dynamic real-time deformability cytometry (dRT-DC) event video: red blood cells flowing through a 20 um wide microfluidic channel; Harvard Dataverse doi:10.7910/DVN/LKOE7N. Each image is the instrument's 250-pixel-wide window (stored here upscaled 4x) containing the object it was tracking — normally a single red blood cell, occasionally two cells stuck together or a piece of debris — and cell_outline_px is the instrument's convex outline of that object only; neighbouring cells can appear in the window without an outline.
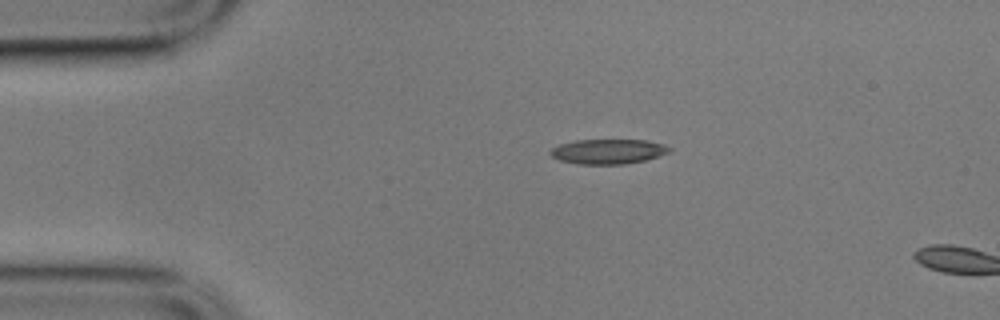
{"species": "common noctule bat (a hibernating species)", "species_latin": "Nyctalus noctula", "temperature_condition": "cold", "stored_images_in_passage": 5, "camera_frame_rate_fps": 3000, "um_per_image_px": 0.085, "animal": {"sex": "male", "body_mass_g": 17.9}, "frame": {"image": 1, "passage_image": 4, "time_ms": 1.0, "image_size_px": [1000, 320], "cell_outline_px": [[672, 152], [644, 160], [624, 164], [576, 164], [560, 160], [552, 156], [548, 152], [552, 148], [560, 144], [576, 140], [648, 140], [664, 144], [672, 148]], "centroid_in_image_um": [51.71, 12.87], "position_along_channel_um": 33.3, "area_um2": 17.28}}